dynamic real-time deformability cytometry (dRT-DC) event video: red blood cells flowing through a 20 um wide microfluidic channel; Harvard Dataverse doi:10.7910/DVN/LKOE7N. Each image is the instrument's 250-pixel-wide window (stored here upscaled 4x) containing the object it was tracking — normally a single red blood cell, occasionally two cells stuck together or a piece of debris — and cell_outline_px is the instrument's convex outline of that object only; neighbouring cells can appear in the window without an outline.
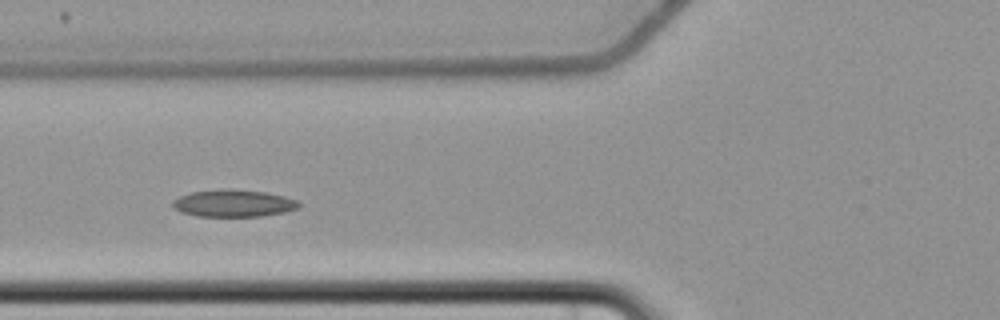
{"species": "common noctule bat (a hibernating species)", "species_latin": "Nyctalus noctula", "temperature_condition": "cold", "stored_images_in_passage": 6, "camera_frame_rate_fps": 3000, "um_per_image_px": 0.085, "animal": {"sex": "female", "body_mass_g": 22.7, "forearm_length_mm": 54.2}, "frame": {"image": 1, "passage_image": 3, "time_ms": 3.333, "image_size_px": [1000, 320], "cell_outline_px": [[300, 204], [296, 208], [284, 212], [264, 216], [196, 216], [180, 212], [172, 208], [172, 200], [180, 196], [192, 192], [220, 188], [228, 188], [264, 192], [284, 196], [300, 200]], "centroid_in_image_um": [19.82, 17.27], "position_along_channel_um": 106.0, "area_um2": 20.17}}
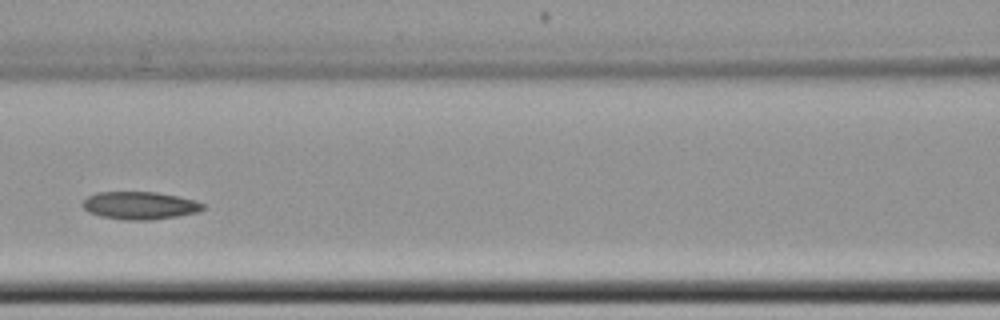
{"frame": {"image": 2, "passage_image": 4, "time_ms": 4.667, "image_size_px": [1000, 320], "cell_outline_px": [[204, 208], [196, 212], [176, 216], [152, 220], [124, 220], [100, 216], [88, 212], [80, 204], [88, 196], [96, 192], [156, 192], [196, 200], [204, 204]], "centroid_in_image_um": [11.84, 17.47], "position_along_channel_um": 154.8, "area_um2": 19.42}}
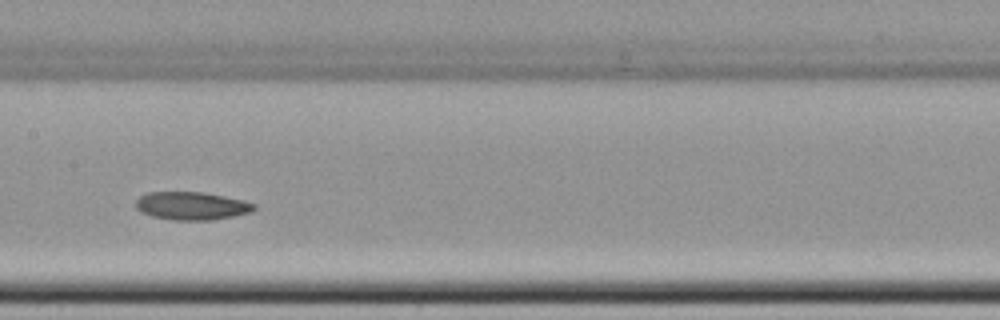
{"frame": {"image": 3, "passage_image": 5, "time_ms": 5.667, "image_size_px": [1000, 320], "cell_outline_px": [[256, 208], [252, 212], [212, 220], [172, 220], [152, 216], [136, 208], [136, 200], [140, 196], [148, 192], [204, 192], [244, 200], [256, 204]], "centroid_in_image_um": [16.32, 17.49], "position_along_channel_um": 191.1, "area_um2": 19.31}}